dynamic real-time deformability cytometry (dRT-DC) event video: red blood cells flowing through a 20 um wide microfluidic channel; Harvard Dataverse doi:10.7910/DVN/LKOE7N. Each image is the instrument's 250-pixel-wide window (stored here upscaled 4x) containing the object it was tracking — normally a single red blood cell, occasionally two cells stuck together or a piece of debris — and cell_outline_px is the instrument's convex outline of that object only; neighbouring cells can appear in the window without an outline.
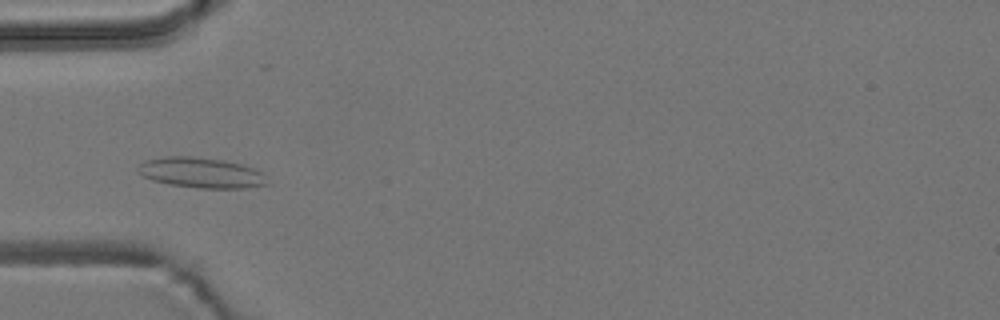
{"species": "common noctule bat (a hibernating species)", "species_latin": "Nyctalus noctula", "temperature_condition": "room temperature", "stored_images_in_passage": 2, "camera_frame_rate_fps": 3000, "um_per_image_px": 0.085, "animal": {"sex": "male", "body_mass_g": 19.2, "forearm_length_mm": 51.8}, "frame": {"image": 1, "passage_image": 2, "time_ms": 1.0, "image_size_px": [1000, 320], "cell_outline_px": [[272, 184], [244, 188], [200, 188], [168, 184], [152, 180], [144, 176], [136, 168], [144, 160], [164, 156], [192, 156], [224, 160], [256, 168], [264, 172]], "centroid_in_image_um": [17.17, 14.68], "position_along_channel_um": 67.8, "area_um2": 23.24}}